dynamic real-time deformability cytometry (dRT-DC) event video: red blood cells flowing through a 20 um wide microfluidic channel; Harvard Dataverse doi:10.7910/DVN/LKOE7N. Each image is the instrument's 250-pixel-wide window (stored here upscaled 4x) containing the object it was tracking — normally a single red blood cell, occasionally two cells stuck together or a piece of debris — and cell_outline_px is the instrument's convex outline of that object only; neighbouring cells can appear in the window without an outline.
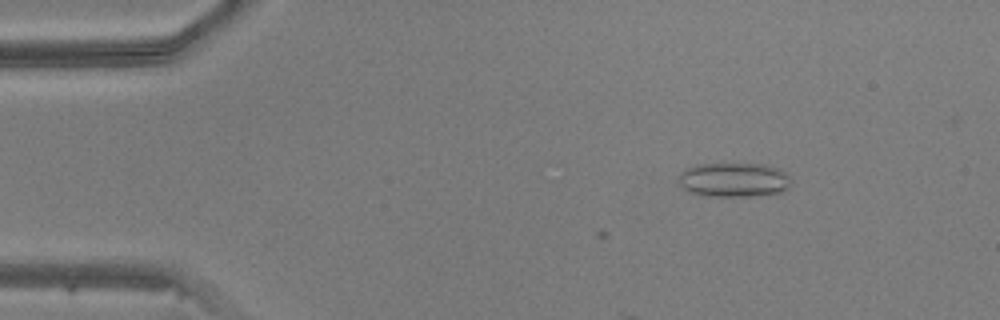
{"species": "common noctule bat (a hibernating species)", "species_latin": "Nyctalus noctula", "temperature_condition": "warm", "stored_images_in_passage": 7, "camera_frame_rate_fps": 3000, "um_per_image_px": 0.085, "animal": {"sex": "male", "body_mass_g": 20.5, "forearm_length_mm": 52.5}, "frame": {"image": 1, "passage_image": 7, "time_ms": 2.0, "image_size_px": [1000, 320], "cell_outline_px": [[792, 184], [788, 188], [780, 192], [748, 196], [700, 196], [688, 192], [680, 184], [676, 176], [684, 168], [696, 164], [764, 164], [776, 168], [784, 172], [788, 176]], "centroid_in_image_um": [62.3, 15.28], "position_along_channel_um": 22.7, "area_um2": 22.72}}